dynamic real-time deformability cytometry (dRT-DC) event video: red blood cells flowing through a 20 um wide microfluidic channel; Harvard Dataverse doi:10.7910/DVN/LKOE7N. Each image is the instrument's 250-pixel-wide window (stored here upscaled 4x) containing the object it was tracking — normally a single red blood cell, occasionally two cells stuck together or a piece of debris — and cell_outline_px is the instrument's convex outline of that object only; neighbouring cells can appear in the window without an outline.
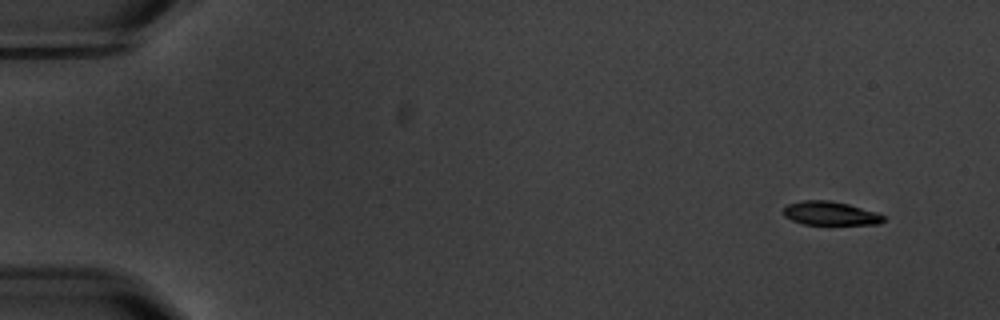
{"species": "common noctule bat (a hibernating species)", "species_latin": "Nyctalus noctula", "temperature_condition": "warm", "stored_images_in_passage": 5, "camera_frame_rate_fps": 3000, "um_per_image_px": 0.085, "animal": {"sex": "male", "body_mass_g": 20.1, "forearm_length_mm": 53.5}, "frame": {"image": 1, "passage_image": 1, "time_ms": 0.0, "image_size_px": [1000, 320], "cell_outline_px": [[888, 220], [880, 224], [804, 224], [792, 220], [784, 216], [784, 208], [788, 204], [804, 200], [828, 200], [848, 204], [876, 212], [888, 216]], "centroid_in_image_um": [70.65, 18.14], "position_along_channel_um": 14.4, "area_um2": 13.87}}
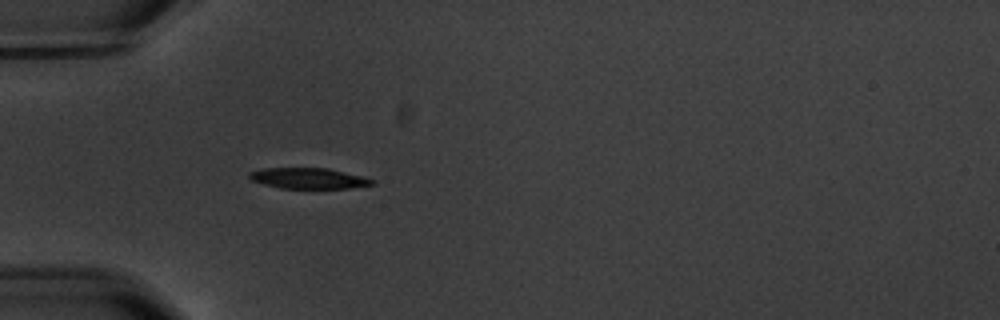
{"frame": {"image": 2, "passage_image": 5, "time_ms": 4.667, "image_size_px": [1000, 320], "cell_outline_px": [[376, 184], [348, 188], [280, 188], [264, 184], [252, 180], [248, 176], [248, 172], [264, 168], [328, 168], [364, 176], [376, 180]], "centroid_in_image_um": [26.27, 15.15], "position_along_channel_um": 58.7, "area_um2": 14.91}}